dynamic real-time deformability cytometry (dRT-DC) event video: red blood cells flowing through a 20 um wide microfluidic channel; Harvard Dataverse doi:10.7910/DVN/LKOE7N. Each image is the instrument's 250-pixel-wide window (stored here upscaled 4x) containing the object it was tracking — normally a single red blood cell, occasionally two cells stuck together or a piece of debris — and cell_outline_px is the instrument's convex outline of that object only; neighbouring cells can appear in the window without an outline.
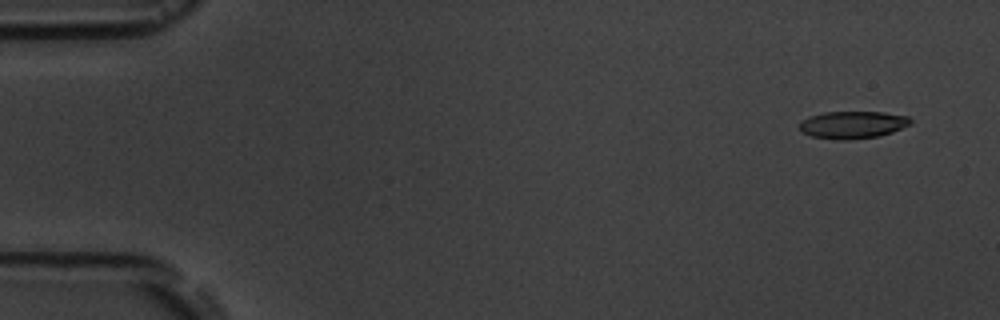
{"species": "common noctule bat (a hibernating species)", "species_latin": "Nyctalus noctula", "temperature_condition": "room temperature", "stored_images_in_passage": 5, "camera_frame_rate_fps": 3000, "um_per_image_px": 0.085, "animal": {"sex": "male", "body_mass_g": 19.5, "forearm_length_mm": 54.6}, "frame": {"image": 1, "passage_image": 1, "time_ms": 0.0, "image_size_px": [1000, 320], "cell_outline_px": [[912, 124], [892, 132], [880, 136], [848, 140], [836, 140], [812, 136], [804, 132], [800, 128], [800, 124], [808, 116], [824, 112], [884, 112], [908, 116], [912, 120]], "centroid_in_image_um": [72.52, 10.6], "position_along_channel_um": 12.5, "area_um2": 17.74}}
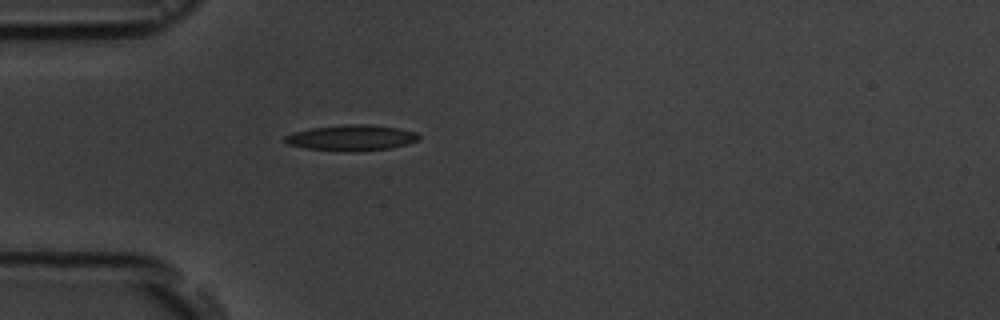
{"frame": {"image": 2, "passage_image": 5, "time_ms": 4.333, "image_size_px": [1000, 320], "cell_outline_px": [[420, 136], [416, 140], [408, 144], [392, 148], [360, 152], [344, 152], [304, 148], [288, 144], [284, 140], [284, 136], [292, 132], [312, 128], [348, 124], [372, 124], [396, 128], [416, 132]], "centroid_in_image_um": [29.86, 11.72], "position_along_channel_um": 55.1, "area_um2": 20.35}}